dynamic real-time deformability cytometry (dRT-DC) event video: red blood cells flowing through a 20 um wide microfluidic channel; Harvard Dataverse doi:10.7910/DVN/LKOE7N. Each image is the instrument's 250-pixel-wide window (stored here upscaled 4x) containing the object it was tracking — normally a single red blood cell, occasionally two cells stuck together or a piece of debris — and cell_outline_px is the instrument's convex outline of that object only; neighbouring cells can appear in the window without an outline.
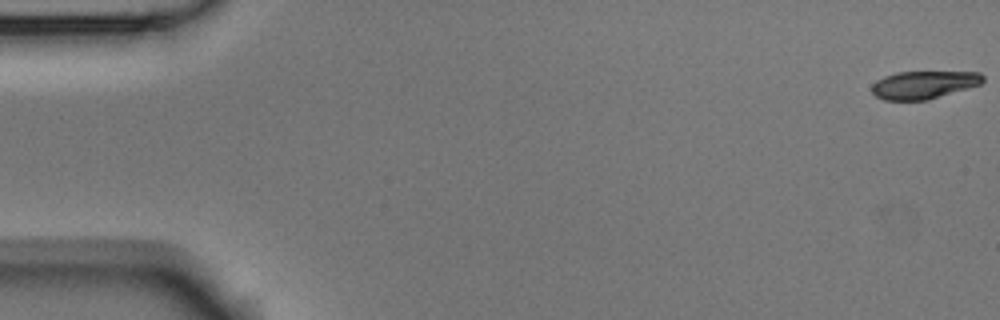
{"species": "Egyptian fruit bat (a non-hibernating species)", "species_latin": "Rousettus aegyptiacus", "temperature_condition": "room temperature", "stored_images_in_passage": 5, "segment_of_instrument_passage": [1, 2], "camera_frame_rate_fps": 3000, "um_per_image_px": 0.085, "animal": {"sex": "male"}, "frame": {"image": 1, "passage_image": 1, "time_ms": 0.0, "image_size_px": [1000, 320], "cell_outline_px": [[984, 80], [980, 84], [928, 100], [884, 100], [876, 96], [872, 92], [872, 84], [876, 80], [884, 76], [896, 72], [980, 72], [984, 76]], "centroid_in_image_um": [78.5, 7.2], "position_along_channel_um": 6.5, "area_um2": 17.98}}
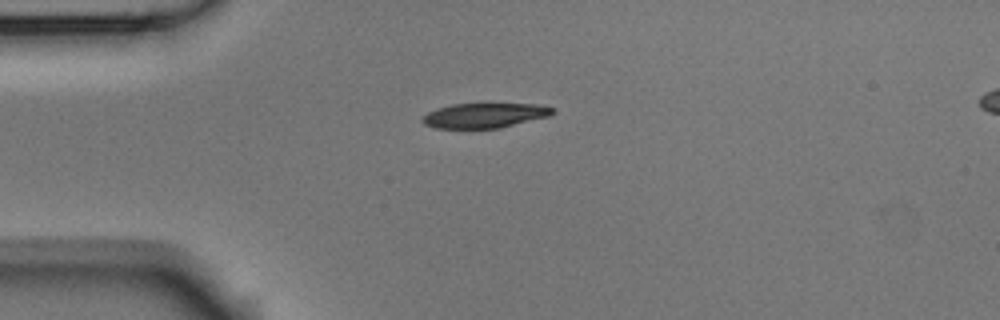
{"frame": {"image": 2, "passage_image": 4, "time_ms": 1.0, "image_size_px": [1000, 320], "cell_outline_px": [[556, 112], [548, 116], [500, 128], [436, 128], [424, 124], [420, 120], [428, 112], [436, 108], [452, 104], [488, 100], [536, 104], [556, 108]], "centroid_in_image_um": [41.23, 9.74], "position_along_channel_um": 43.8, "area_um2": 20.0}}